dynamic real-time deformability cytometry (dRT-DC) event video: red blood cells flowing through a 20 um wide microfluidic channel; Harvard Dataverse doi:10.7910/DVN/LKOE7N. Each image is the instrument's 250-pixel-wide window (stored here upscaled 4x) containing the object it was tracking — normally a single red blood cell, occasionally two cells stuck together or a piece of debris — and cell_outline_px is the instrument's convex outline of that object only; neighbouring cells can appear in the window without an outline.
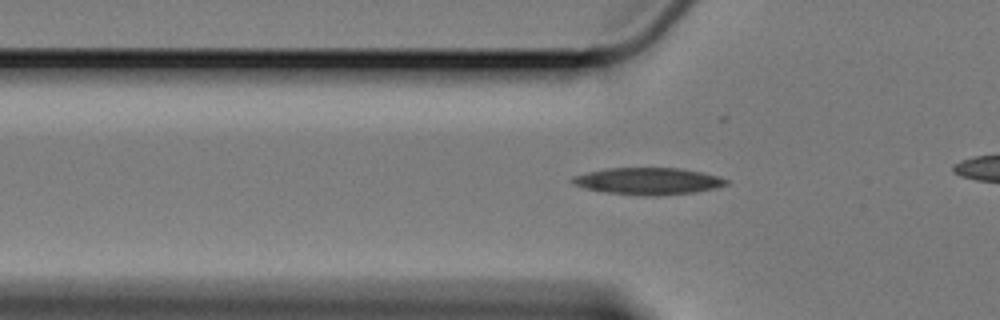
{"species": "Egyptian fruit bat (a non-hibernating species)", "species_latin": "Rousettus aegyptiacus", "temperature_condition": "cold", "stored_images_in_passage": 48, "camera_frame_rate_fps": 3000, "um_per_image_px": 0.085, "animal": {"sex": "female"}, "frame": {"image": 1, "passage_image": 16, "time_ms": 5.0, "image_size_px": [1000, 320], "cell_outline_px": [[728, 184], [716, 188], [696, 192], [656, 196], [644, 196], [608, 192], [584, 188], [572, 184], [568, 180], [572, 176], [588, 172], [608, 168], [684, 168], [704, 172], [720, 176], [728, 180]], "centroid_in_image_um": [55.11, 15.39], "position_along_channel_um": 70.7, "area_um2": 24.39}}
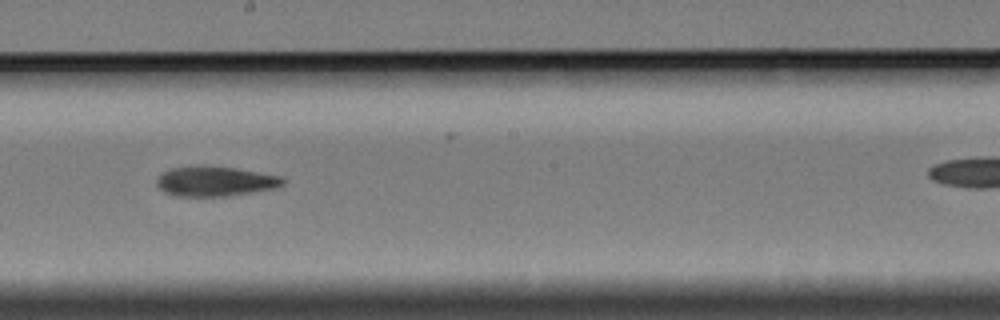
{"frame": {"image": 2, "passage_image": 30, "time_ms": 9.667, "image_size_px": [1000, 320], "cell_outline_px": [[284, 184], [272, 188], [228, 196], [176, 196], [164, 192], [156, 184], [156, 180], [164, 172], [172, 168], [236, 168], [280, 176], [284, 180]], "centroid_in_image_um": [18.29, 15.45], "position_along_channel_um": 229.9, "area_um2": 20.98}}
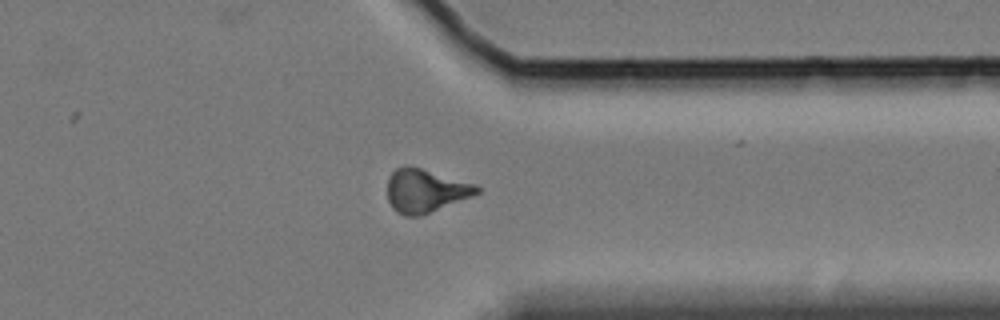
{"frame": {"image": 3, "passage_image": 43, "time_ms": 14.0, "image_size_px": [1000, 320], "cell_outline_px": [[480, 192], [420, 216], [404, 216], [396, 212], [392, 208], [388, 200], [388, 176], [396, 168], [408, 164], [476, 184], [480, 188]], "centroid_in_image_um": [36.11, 16.19], "position_along_channel_um": 375.3, "area_um2": 22.54}}